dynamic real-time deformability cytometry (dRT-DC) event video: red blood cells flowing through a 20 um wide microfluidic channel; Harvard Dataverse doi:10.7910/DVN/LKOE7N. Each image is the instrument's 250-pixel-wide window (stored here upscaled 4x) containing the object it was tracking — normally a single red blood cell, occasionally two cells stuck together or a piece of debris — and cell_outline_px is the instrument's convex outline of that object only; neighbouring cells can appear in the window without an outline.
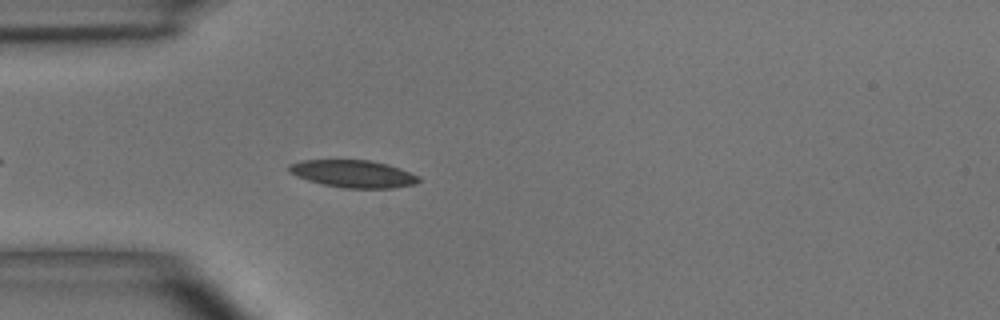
{"species": "common noctule bat (a hibernating species)", "species_latin": "Nyctalus noctula", "temperature_condition": "room temperature", "stored_images_in_passage": 4, "camera_frame_rate_fps": 3000, "um_per_image_px": 0.085, "animal": {"sex": "male", "body_mass_g": 15.6}, "frame": {"image": 1, "passage_image": 4, "time_ms": 3.333, "image_size_px": [1000, 320], "cell_outline_px": [[420, 180], [412, 184], [392, 188], [344, 188], [324, 184], [308, 180], [296, 176], [288, 172], [288, 164], [300, 160], [368, 160], [388, 164], [400, 168], [420, 176]], "centroid_in_image_um": [29.99, 14.76], "position_along_channel_um": 55.0, "area_um2": 20.69}}